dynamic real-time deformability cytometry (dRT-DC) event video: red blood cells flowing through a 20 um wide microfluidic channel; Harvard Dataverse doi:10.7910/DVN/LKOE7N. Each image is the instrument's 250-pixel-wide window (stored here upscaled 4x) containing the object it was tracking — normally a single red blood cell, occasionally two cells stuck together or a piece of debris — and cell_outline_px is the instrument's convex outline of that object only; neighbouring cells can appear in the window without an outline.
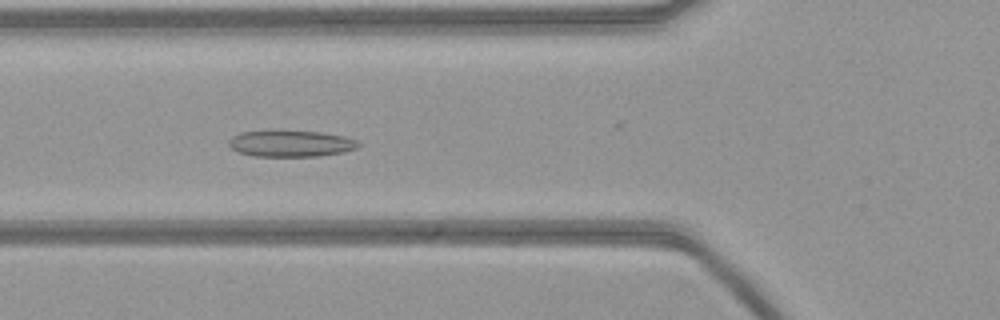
{"species": "common noctule bat (a hibernating species)", "species_latin": "Nyctalus noctula", "temperature_condition": "warm", "stored_images_in_passage": 54, "camera_frame_rate_fps": 3000, "um_per_image_px": 0.085, "animal": {"sex": "female", "body_mass_g": 21.9}, "frame": {"image": 1, "passage_image": 19, "time_ms": 6.0, "image_size_px": [1000, 320], "cell_outline_px": [[360, 148], [344, 152], [320, 156], [252, 156], [240, 152], [232, 148], [228, 144], [228, 140], [232, 136], [240, 132], [320, 132], [344, 136], [356, 140], [360, 144]], "centroid_in_image_um": [24.76, 12.22], "position_along_channel_um": 101.0, "area_um2": 19.59}}
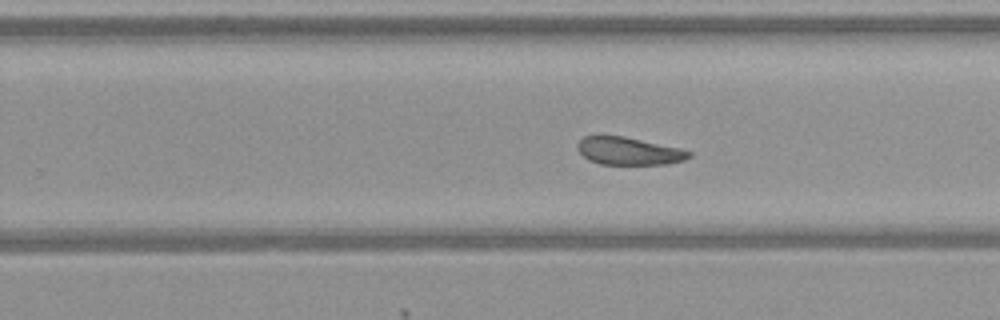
{"frame": {"image": 2, "passage_image": 33, "time_ms": 10.667, "image_size_px": [1000, 320], "cell_outline_px": [[692, 156], [684, 160], [668, 164], [600, 164], [588, 160], [576, 148], [576, 144], [584, 136], [624, 136], [680, 148], [692, 152]], "centroid_in_image_um": [53.45, 12.84], "position_along_channel_um": 276.3, "area_um2": 17.98}}
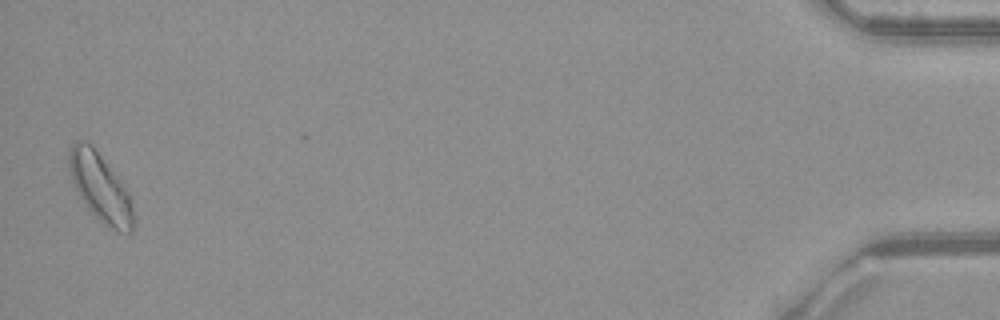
{"frame": {"image": 3, "passage_image": 53, "time_ms": 17.333, "image_size_px": [1000, 320], "cell_outline_px": [[132, 232], [120, 232], [104, 224], [84, 204], [72, 180], [68, 164], [68, 152], [72, 144], [76, 140], [88, 140], [92, 144], [120, 180], [128, 192], [132, 204]], "centroid_in_image_um": [8.49, 15.88], "position_along_channel_um": 426.7, "area_um2": 25.14}}